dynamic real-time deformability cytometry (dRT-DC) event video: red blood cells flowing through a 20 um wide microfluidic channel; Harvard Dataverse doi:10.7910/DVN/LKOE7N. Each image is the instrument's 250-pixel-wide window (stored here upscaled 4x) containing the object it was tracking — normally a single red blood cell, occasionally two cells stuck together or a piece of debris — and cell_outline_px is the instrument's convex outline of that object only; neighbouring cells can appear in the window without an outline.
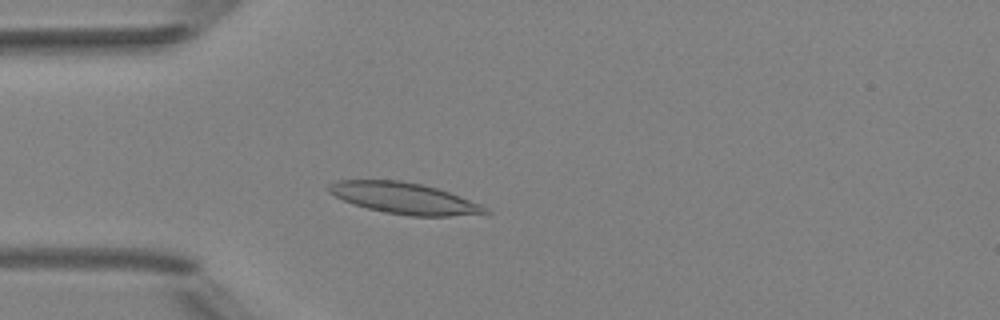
{"species": "Egyptian fruit bat (a non-hibernating species)", "species_latin": "Rousettus aegyptiacus", "temperature_condition": "room temperature", "stored_images_in_passage": 3, "camera_frame_rate_fps": 3000, "um_per_image_px": 0.085, "animal": {"sex": "female"}, "frame": {"image": 1, "passage_image": 3, "time_ms": 2.333, "image_size_px": [1000, 320], "cell_outline_px": [[492, 212], [448, 216], [408, 216], [384, 212], [368, 208], [344, 200], [328, 192], [328, 184], [336, 180], [400, 180], [420, 184], [436, 188], [448, 192], [480, 204]], "centroid_in_image_um": [34.32, 16.84], "position_along_channel_um": 50.7, "area_um2": 28.03}}